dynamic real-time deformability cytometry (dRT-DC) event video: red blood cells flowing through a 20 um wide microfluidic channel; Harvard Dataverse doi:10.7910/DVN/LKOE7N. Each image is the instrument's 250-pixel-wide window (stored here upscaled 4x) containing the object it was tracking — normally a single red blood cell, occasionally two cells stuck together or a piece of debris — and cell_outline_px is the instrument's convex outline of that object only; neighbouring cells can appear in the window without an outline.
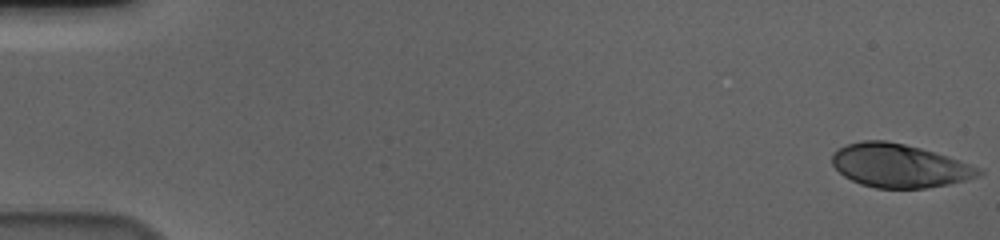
{"species": "human", "species_latin": "Homo sapiens", "temperature_condition": "cold", "stored_images_in_passage": 57, "camera_frame_rate_fps": 3000, "um_per_image_px": 0.085, "donor": {"sex": "male"}, "frame": {"image": 1, "passage_image": 1, "time_ms": 0.0, "image_size_px": [1000, 240], "cell_outline_px": [[984, 172], [980, 176], [948, 184], [924, 188], [876, 188], [860, 184], [844, 176], [832, 164], [832, 152], [836, 148], [848, 144], [864, 140], [884, 140], [904, 144], [920, 148], [948, 156], [968, 164]], "centroid_in_image_um": [76.39, 14.08], "position_along_channel_um": 8.6, "area_um2": 36.82}}
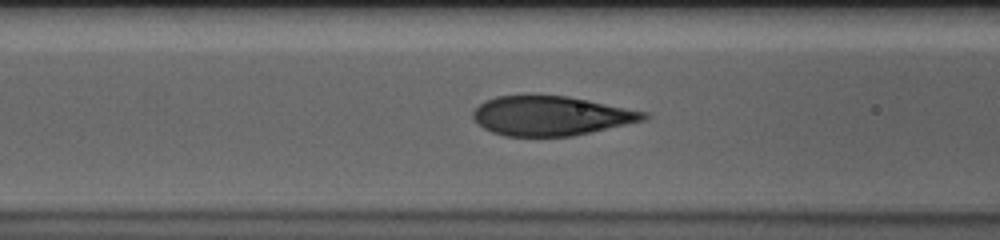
{"frame": {"image": 2, "passage_image": 24, "time_ms": 7.667, "image_size_px": [1000, 240], "cell_outline_px": [[652, 116], [644, 120], [572, 136], [504, 136], [492, 132], [484, 128], [472, 116], [472, 112], [480, 104], [496, 96], [568, 96], [648, 112]], "centroid_in_image_um": [46.86, 9.85], "position_along_channel_um": 119.7, "area_um2": 38.78}}
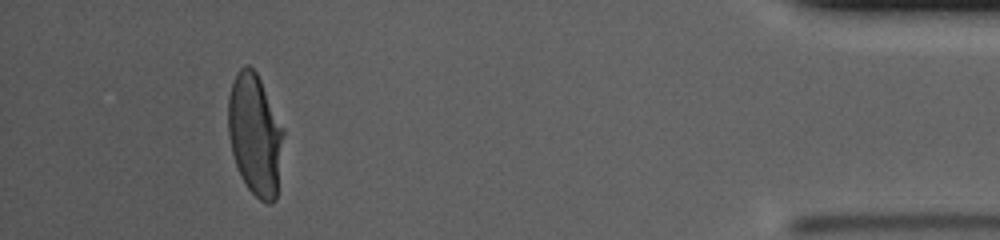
{"frame": {"image": 3, "passage_image": 53, "time_ms": 17.333, "image_size_px": [1000, 240], "cell_outline_px": [[284, 132], [276, 200], [272, 204], [268, 204], [260, 200], [248, 188], [240, 176], [232, 152], [228, 136], [228, 96], [236, 72], [244, 64], [248, 64], [256, 72], [284, 128]], "centroid_in_image_um": [21.67, 11.44], "position_along_channel_um": 413.5, "area_um2": 39.19}, "authors_computed_cell_mechanics": {"area_um2": 39.7086, "velocity_mm_per_s": 3.6287, "shape_relaxation_time_tau1_ms": 4.0997, "shape_relaxation_time_tau2_ms": null, "deformation_change_tau1": 0.1898, "deformation_change_tau2": null}}